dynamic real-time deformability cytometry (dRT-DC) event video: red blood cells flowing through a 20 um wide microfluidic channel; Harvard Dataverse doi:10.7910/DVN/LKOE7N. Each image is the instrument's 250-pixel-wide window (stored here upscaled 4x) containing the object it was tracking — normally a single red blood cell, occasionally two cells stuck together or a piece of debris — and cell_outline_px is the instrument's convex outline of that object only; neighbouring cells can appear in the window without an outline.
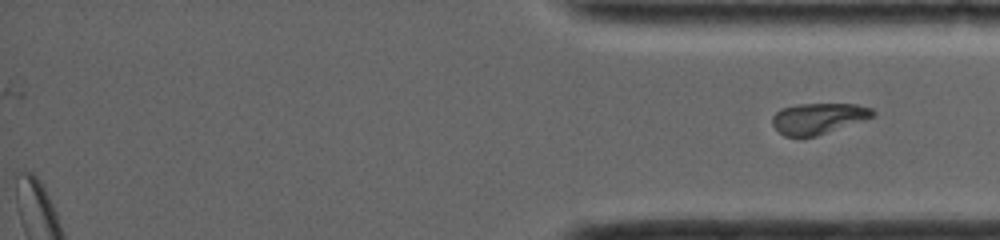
{"species": "common noctule bat (a hibernating species)", "species_latin": "Nyctalus noctula", "temperature_condition": "room temperature", "stored_images_in_passage": 59, "segment_of_instrument_passage": [3, 3], "camera_frame_rate_fps": 4000, "um_per_image_px": 0.085, "animal": {"sex": "female", "body_mass_g": 19.0, "forearm_length_mm": 56.7}, "frame": {"image": 1, "passage_image": 59, "time_ms": 13.0, "image_size_px": [1000, 240], "cell_outline_px": [[876, 112], [872, 116], [864, 120], [816, 136], [784, 136], [772, 124], [772, 116], [780, 108], [800, 104], [856, 104], [872, 108]], "centroid_in_image_um": [69.54, 10.05], "position_along_channel_um": 365.7, "area_um2": 17.92}}